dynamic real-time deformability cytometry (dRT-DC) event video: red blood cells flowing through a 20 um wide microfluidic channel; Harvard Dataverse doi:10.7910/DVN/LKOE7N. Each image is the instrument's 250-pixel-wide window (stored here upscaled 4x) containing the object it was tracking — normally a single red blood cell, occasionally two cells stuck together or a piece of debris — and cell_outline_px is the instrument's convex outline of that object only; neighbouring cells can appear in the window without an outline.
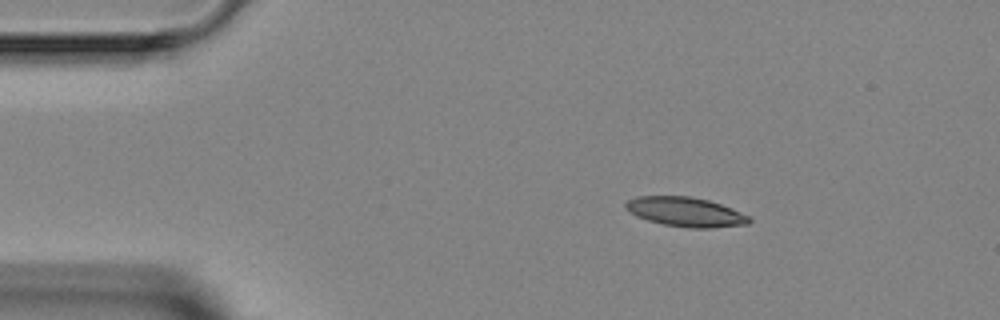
{"species": "Egyptian fruit bat (a non-hibernating species)", "species_latin": "Rousettus aegyptiacus", "temperature_condition": "room temperature", "stored_images_in_passage": 6, "camera_frame_rate_fps": 3000, "um_per_image_px": 0.085, "animal": {"sex": "female"}, "frame": {"image": 1, "passage_image": 2, "time_ms": 1.0, "image_size_px": [1000, 320], "cell_outline_px": [[752, 220], [748, 224], [712, 228], [688, 228], [664, 224], [648, 220], [636, 216], [624, 208], [624, 204], [628, 200], [636, 196], [688, 196], [708, 200], [732, 208], [752, 216]], "centroid_in_image_um": [58.3, 18.01], "position_along_channel_um": 26.7, "area_um2": 21.33}}
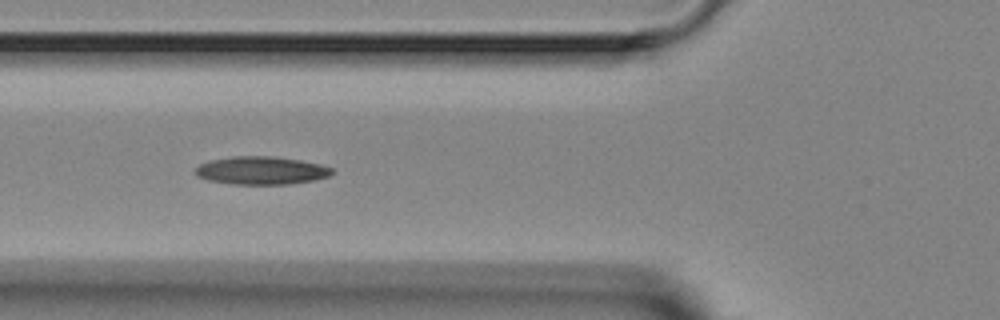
{"frame": {"image": 2, "passage_image": 5, "time_ms": 4.333, "image_size_px": [1000, 320], "cell_outline_px": [[332, 172], [328, 176], [312, 180], [288, 184], [232, 184], [208, 180], [196, 176], [192, 172], [200, 164], [212, 160], [232, 156], [272, 156], [300, 160], [320, 164], [332, 168]], "centroid_in_image_um": [22.16, 14.49], "position_along_channel_um": 103.6, "area_um2": 22.2}}
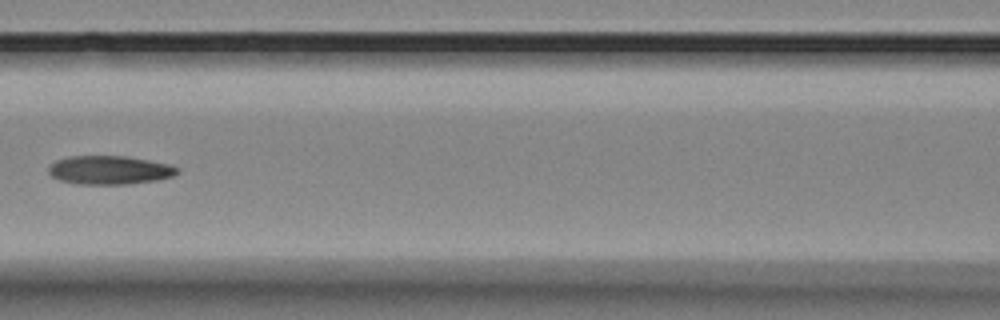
{"frame": {"image": 3, "passage_image": 6, "time_ms": 5.667, "image_size_px": [1000, 320], "cell_outline_px": [[180, 172], [172, 176], [156, 180], [128, 184], [76, 184], [60, 180], [52, 176], [48, 172], [48, 164], [56, 160], [68, 156], [128, 156], [168, 164], [180, 168]], "centroid_in_image_um": [9.29, 14.45], "position_along_channel_um": 157.3, "area_um2": 21.62}}